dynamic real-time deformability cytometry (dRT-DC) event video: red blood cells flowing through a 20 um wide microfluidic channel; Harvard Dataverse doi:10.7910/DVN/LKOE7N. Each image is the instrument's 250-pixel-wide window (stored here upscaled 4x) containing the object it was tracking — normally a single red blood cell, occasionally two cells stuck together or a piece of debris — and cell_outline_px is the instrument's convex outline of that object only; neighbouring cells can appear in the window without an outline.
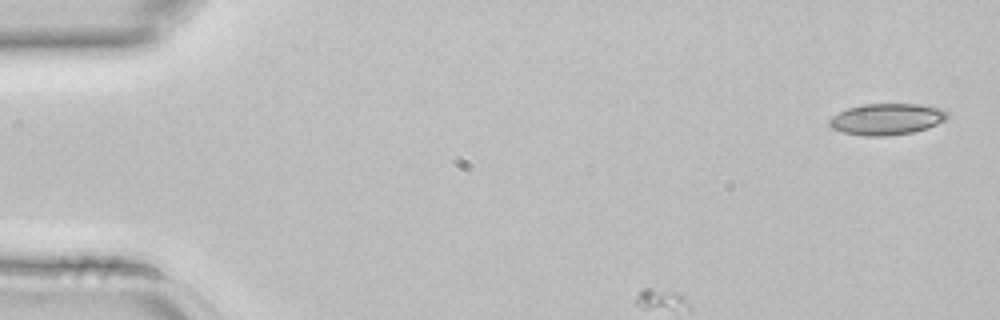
{"species": "common noctule bat (a hibernating species)", "species_latin": "Nyctalus noctula", "temperature_condition": "room temperature", "stored_images_in_passage": 4, "camera_frame_rate_fps": 3000, "um_per_image_px": 0.085, "animal": {"sex": "female", "body_mass_g": 22.7, "forearm_length_mm": 54.2}, "frame": {"image": 1, "passage_image": 1, "time_ms": 0.0, "image_size_px": [1000, 320], "cell_outline_px": [[948, 116], [944, 120], [928, 128], [912, 132], [884, 136], [864, 136], [844, 132], [832, 128], [828, 124], [828, 120], [832, 116], [848, 108], [864, 104], [924, 104], [940, 108], [948, 112]], "centroid_in_image_um": [75.38, 10.12], "position_along_channel_um": 9.6, "area_um2": 21.5}}